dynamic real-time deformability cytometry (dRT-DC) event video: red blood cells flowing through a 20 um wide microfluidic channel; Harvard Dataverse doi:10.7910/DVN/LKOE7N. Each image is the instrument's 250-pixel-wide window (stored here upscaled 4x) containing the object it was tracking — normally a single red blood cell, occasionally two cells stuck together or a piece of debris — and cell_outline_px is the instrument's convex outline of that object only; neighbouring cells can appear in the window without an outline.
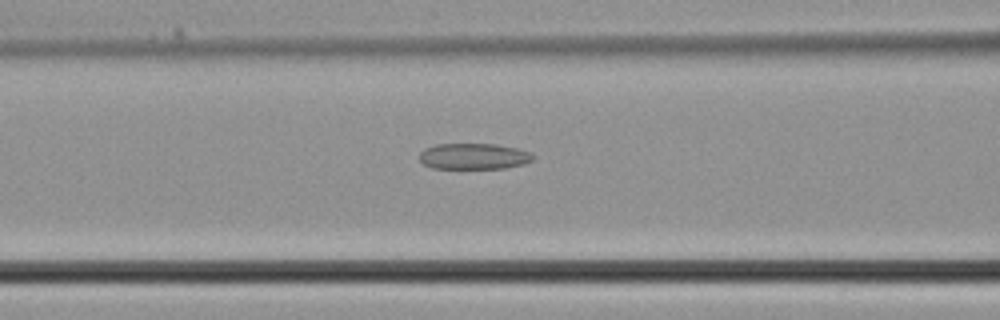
{"species": "common noctule bat (a hibernating species)", "species_latin": "Nyctalus noctula", "temperature_condition": "cold", "stored_images_in_passage": 37, "camera_frame_rate_fps": 3000, "um_per_image_px": 0.085, "animal": {"sex": "male", "body_mass_g": 21.5, "forearm_length_mm": 52.0}, "frame": {"image": 1, "passage_image": 15, "time_ms": 4.667, "image_size_px": [1000, 320], "cell_outline_px": [[536, 156], [532, 160], [524, 164], [504, 168], [432, 168], [424, 164], [420, 160], [420, 152], [424, 148], [436, 144], [496, 144], [520, 148], [532, 152]], "centroid_in_image_um": [40.32, 13.27], "position_along_channel_um": 126.3, "area_um2": 17.4}}
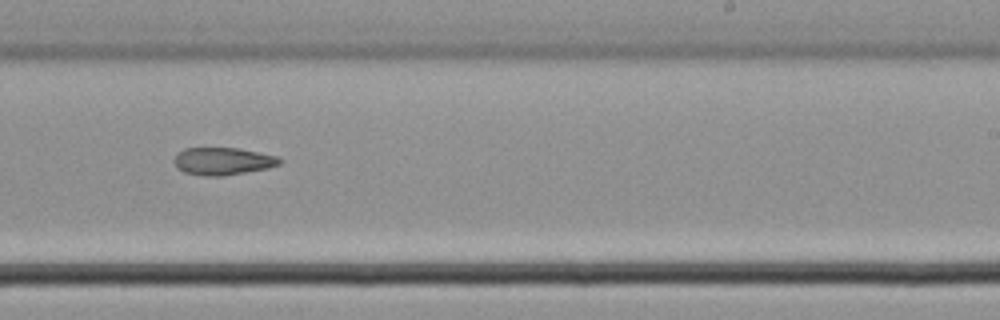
{"frame": {"image": 2, "passage_image": 23, "time_ms": 7.333, "image_size_px": [1000, 320], "cell_outline_px": [[284, 160], [280, 164], [268, 168], [224, 176], [204, 176], [184, 172], [176, 168], [172, 160], [184, 148], [236, 148], [276, 156]], "centroid_in_image_um": [18.92, 13.71], "position_along_channel_um": 270.1, "area_um2": 16.88}}
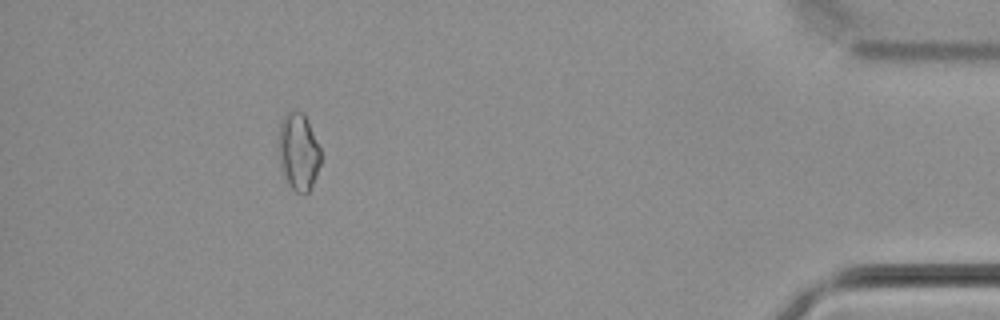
{"frame": {"image": 3, "passage_image": 34, "time_ms": 11.0, "image_size_px": [1000, 320], "cell_outline_px": [[320, 164], [316, 176], [308, 192], [296, 192], [288, 184], [284, 176], [280, 160], [280, 124], [284, 116], [288, 112], [304, 112], [308, 120], [320, 148]], "centroid_in_image_um": [25.39, 12.89], "position_along_channel_um": 409.8, "area_um2": 18.44}}